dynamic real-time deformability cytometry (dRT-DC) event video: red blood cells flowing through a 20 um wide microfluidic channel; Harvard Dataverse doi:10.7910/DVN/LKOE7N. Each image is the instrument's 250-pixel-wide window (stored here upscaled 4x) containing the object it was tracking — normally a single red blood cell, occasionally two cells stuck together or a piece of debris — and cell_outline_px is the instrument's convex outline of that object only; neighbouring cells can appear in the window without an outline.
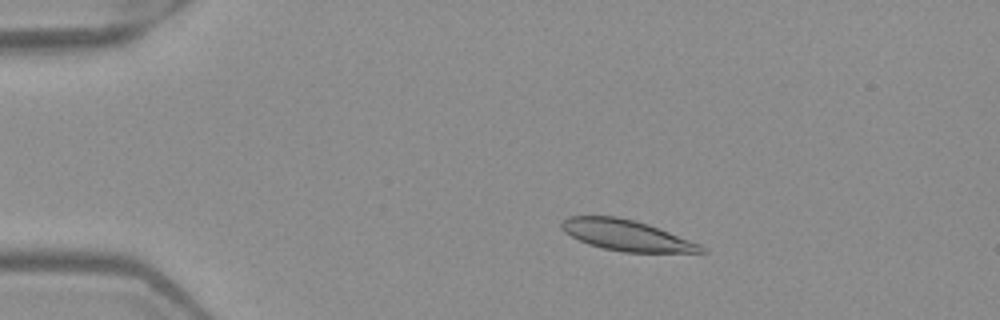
{"species": "Egyptian fruit bat (a non-hibernating species)", "species_latin": "Rousettus aegyptiacus", "temperature_condition": "warm", "stored_images_in_passage": 52, "camera_frame_rate_fps": 3000, "um_per_image_px": 0.085, "frame": {"image": 1, "passage_image": 10, "time_ms": 3.0, "image_size_px": [1000, 320], "cell_outline_px": [[708, 252], [624, 252], [604, 248], [588, 244], [564, 232], [560, 228], [560, 220], [568, 216], [616, 216], [636, 220], [648, 224], [700, 244]], "centroid_in_image_um": [53.2, 19.98], "position_along_channel_um": 31.8, "area_um2": 24.91}}
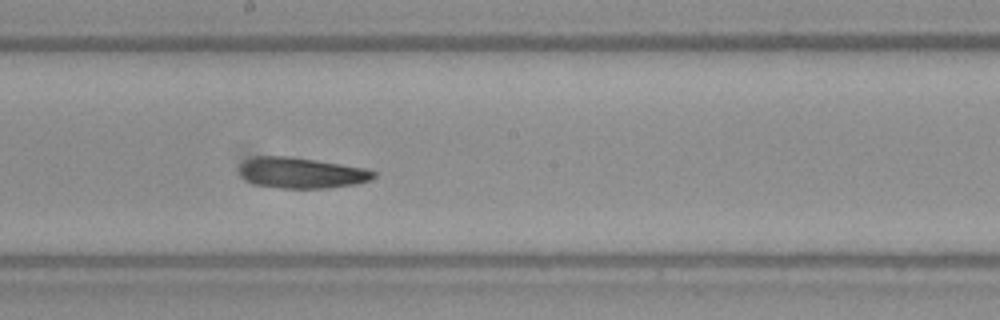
{"frame": {"image": 2, "passage_image": 29, "time_ms": 9.333, "image_size_px": [1000, 320], "cell_outline_px": [[376, 176], [372, 180], [356, 184], [328, 188], [280, 188], [256, 184], [240, 176], [240, 164], [244, 160], [256, 156], [292, 156], [364, 168], [376, 172]], "centroid_in_image_um": [25.63, 14.69], "position_along_channel_um": 222.6, "area_um2": 24.1}}
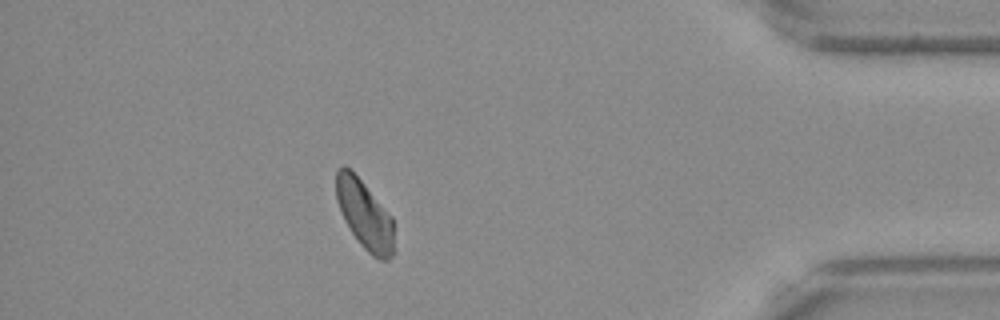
{"frame": {"image": 3, "passage_image": 46, "time_ms": 15.0, "image_size_px": [1000, 320], "cell_outline_px": [[396, 252], [388, 260], [380, 260], [372, 256], [360, 244], [344, 220], [336, 200], [336, 168], [344, 164], [364, 184], [392, 216]], "centroid_in_image_um": [31.02, 18.29], "position_along_channel_um": 404.2, "area_um2": 23.41}, "authors_computed_cell_mechanics": {"area_um2": 24.3916, "velocity_mm_per_s": 3.9428, "shape_relaxation_time_tau1_ms": 6.6599, "shape_relaxation_time_tau2_ms": null, "deformation_change_tau1": 0.1495, "deformation_change_tau2": null}}